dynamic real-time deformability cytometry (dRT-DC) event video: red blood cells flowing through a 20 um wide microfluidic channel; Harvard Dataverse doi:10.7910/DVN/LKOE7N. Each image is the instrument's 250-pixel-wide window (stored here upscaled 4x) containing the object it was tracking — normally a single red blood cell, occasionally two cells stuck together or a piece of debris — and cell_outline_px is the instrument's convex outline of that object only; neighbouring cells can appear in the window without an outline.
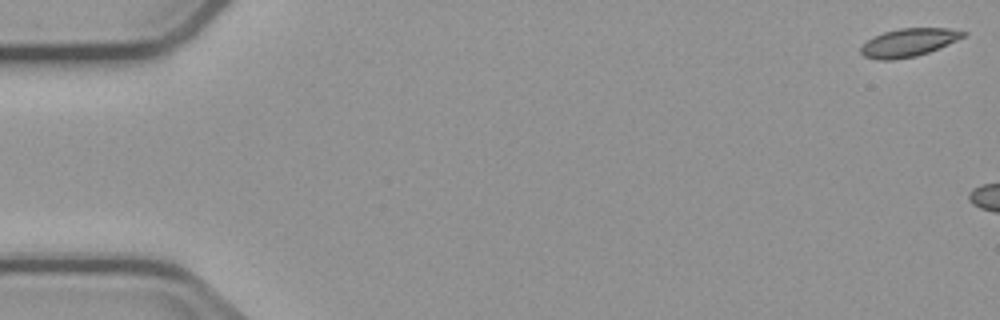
{"species": "common noctule bat (a hibernating species)", "species_latin": "Nyctalus noctula", "temperature_condition": "cold", "stored_images_in_passage": 3, "camera_frame_rate_fps": 3000, "um_per_image_px": 0.085, "animal": {"sex": "male", "body_mass_g": 23.1, "forearm_length_mm": 52.7}, "frame": {"image": 1, "passage_image": 1, "time_ms": 0.0, "image_size_px": [1000, 320], "cell_outline_px": [[968, 32], [964, 36], [956, 40], [928, 52], [916, 56], [892, 60], [880, 60], [864, 56], [860, 52], [860, 48], [868, 40], [884, 32], [900, 28], [948, 28]], "centroid_in_image_um": [77.22, 3.61], "position_along_channel_um": 7.8, "area_um2": 16.47}}